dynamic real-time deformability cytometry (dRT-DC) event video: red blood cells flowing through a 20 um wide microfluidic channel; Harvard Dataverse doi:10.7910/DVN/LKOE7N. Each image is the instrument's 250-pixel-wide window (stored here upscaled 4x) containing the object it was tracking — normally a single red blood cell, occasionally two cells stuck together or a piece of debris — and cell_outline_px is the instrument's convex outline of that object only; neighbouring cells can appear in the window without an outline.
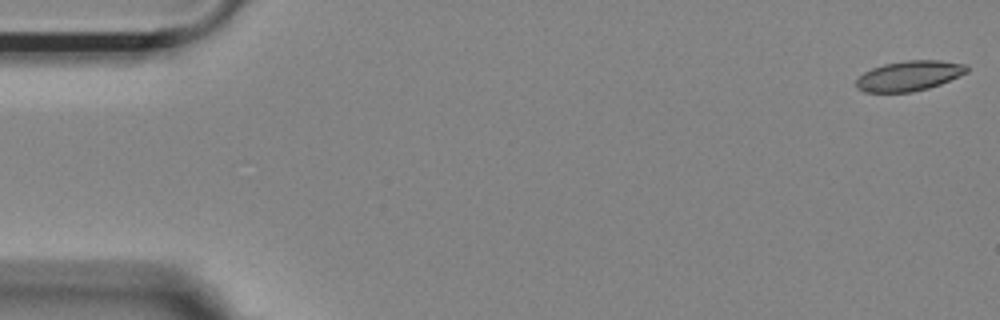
{"species": "Egyptian fruit bat (a non-hibernating species)", "species_latin": "Rousettus aegyptiacus", "temperature_condition": "room temperature", "stored_images_in_passage": 54, "camera_frame_rate_fps": 3000, "um_per_image_px": 0.085, "animal": {"sex": "female"}, "frame": {"image": 1, "passage_image": 1, "time_ms": 0.0, "image_size_px": [1000, 320], "cell_outline_px": [[968, 72], [960, 76], [940, 84], [928, 88], [912, 92], [864, 92], [856, 88], [856, 80], [864, 72], [872, 68], [884, 64], [908, 60], [940, 60], [968, 64]], "centroid_in_image_um": [77.3, 6.44], "position_along_channel_um": 7.7, "area_um2": 19.48}}
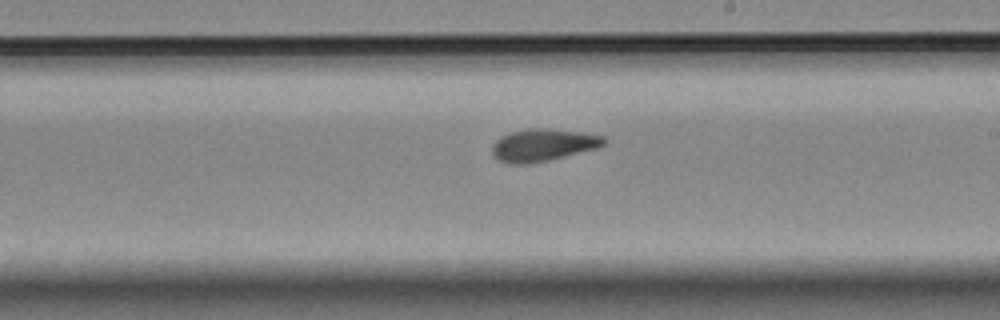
{"frame": {"image": 2, "passage_image": 31, "time_ms": 10.0, "image_size_px": [1000, 320], "cell_outline_px": [[608, 140], [600, 148], [548, 160], [528, 164], [508, 164], [500, 160], [492, 152], [492, 144], [500, 136], [508, 132], [528, 128], [536, 128], [580, 132], [604, 136]], "centroid_in_image_um": [46.16, 12.33], "position_along_channel_um": 242.8, "area_um2": 21.1}}
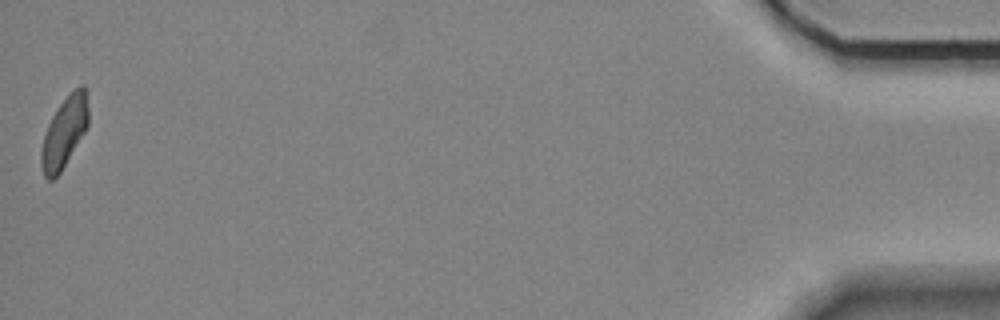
{"frame": {"image": 3, "passage_image": 54, "time_ms": 17.667, "image_size_px": [1000, 320], "cell_outline_px": [[88, 128], [60, 172], [52, 180], [48, 180], [44, 176], [40, 164], [40, 152], [44, 136], [48, 124], [52, 116], [60, 104], [80, 84], [84, 84], [88, 108]], "centroid_in_image_um": [5.46, 11.27], "position_along_channel_um": 429.7, "area_um2": 19.25}, "authors_computed_cell_mechanics": {"area_um2": 20.3167, "velocity_mm_per_s": 3.6643, "shape_relaxation_time_tau1_ms": 7.4293, "shape_relaxation_time_tau2_ms": 3.0786, "deformation_change_tau1": 0.1812, "deformation_change_tau2": 0.104}}